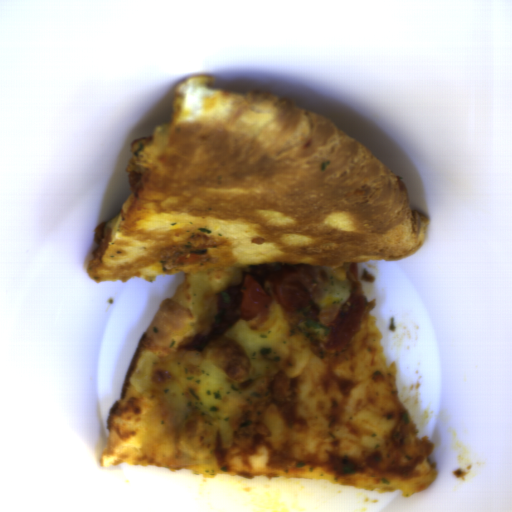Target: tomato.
Segmentation results:
<instances>
[{
    "label": "tomato",
    "instance_id": "512abeb7",
    "mask_svg": "<svg viewBox=\"0 0 512 512\" xmlns=\"http://www.w3.org/2000/svg\"><path fill=\"white\" fill-rule=\"evenodd\" d=\"M367 312V296L351 295L333 321L329 348L339 350L357 335Z\"/></svg>",
    "mask_w": 512,
    "mask_h": 512
},
{
    "label": "tomato",
    "instance_id": "da07e99c",
    "mask_svg": "<svg viewBox=\"0 0 512 512\" xmlns=\"http://www.w3.org/2000/svg\"><path fill=\"white\" fill-rule=\"evenodd\" d=\"M270 301L271 297L262 283L251 275H246L243 278L241 319L258 318Z\"/></svg>",
    "mask_w": 512,
    "mask_h": 512
},
{
    "label": "tomato",
    "instance_id": "590e3db6",
    "mask_svg": "<svg viewBox=\"0 0 512 512\" xmlns=\"http://www.w3.org/2000/svg\"><path fill=\"white\" fill-rule=\"evenodd\" d=\"M202 257L198 255L197 253L192 252H185L182 255H180L177 259L175 264L179 265H189V264H195L201 261Z\"/></svg>",
    "mask_w": 512,
    "mask_h": 512
}]
</instances>
